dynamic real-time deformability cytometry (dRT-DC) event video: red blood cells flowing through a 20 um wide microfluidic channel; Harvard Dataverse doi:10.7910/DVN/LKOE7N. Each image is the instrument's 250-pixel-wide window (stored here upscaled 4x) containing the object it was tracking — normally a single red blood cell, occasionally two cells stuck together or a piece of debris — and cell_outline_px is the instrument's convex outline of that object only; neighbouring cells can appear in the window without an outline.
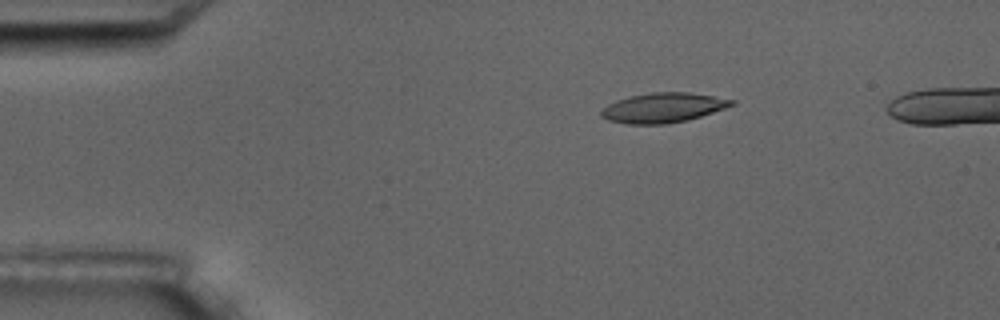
{"species": "common noctule bat (a hibernating species)", "species_latin": "Nyctalus noctula", "temperature_condition": "room temperature", "stored_images_in_passage": 4, "camera_frame_rate_fps": 3000, "um_per_image_px": 0.085, "animal": {"sex": "male", "body_mass_g": 17.5, "forearm_length_mm": 52.3}, "frame": {"image": 1, "passage_image": 1, "time_ms": 0.0, "image_size_px": [1000, 320], "cell_outline_px": [[736, 104], [688, 120], [668, 124], [628, 124], [608, 120], [600, 116], [600, 112], [608, 104], [616, 100], [628, 96], [652, 92], [688, 92], [736, 100]], "centroid_in_image_um": [56.34, 9.15], "position_along_channel_um": 28.7, "area_um2": 22.6}}